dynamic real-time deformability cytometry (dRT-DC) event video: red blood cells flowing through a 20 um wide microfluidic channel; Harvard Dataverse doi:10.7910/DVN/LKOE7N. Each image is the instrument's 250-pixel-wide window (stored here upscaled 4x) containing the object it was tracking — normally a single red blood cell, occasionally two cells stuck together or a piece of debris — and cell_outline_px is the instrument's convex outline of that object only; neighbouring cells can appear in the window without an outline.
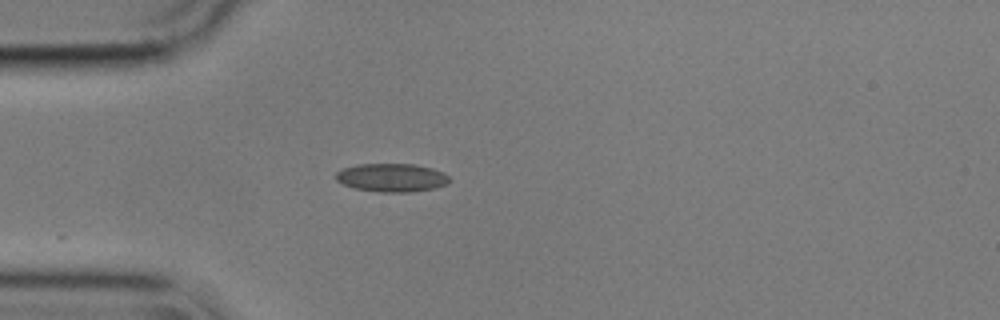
{"species": "common noctule bat (a hibernating species)", "species_latin": "Nyctalus noctula", "temperature_condition": "cold", "stored_images_in_passage": 41, "camera_frame_rate_fps": 3000, "um_per_image_px": 0.085, "animal": {"sex": "male", "body_mass_g": 17.9}, "frame": {"image": 1, "passage_image": 1, "time_ms": 0.0, "image_size_px": [1000, 320], "cell_outline_px": [[452, 180], [448, 184], [436, 188], [412, 192], [380, 192], [352, 188], [336, 180], [336, 172], [340, 168], [356, 164], [416, 164], [432, 168], [444, 172]], "centroid_in_image_um": [33.31, 15.09], "position_along_channel_um": 51.7, "area_um2": 19.13}}
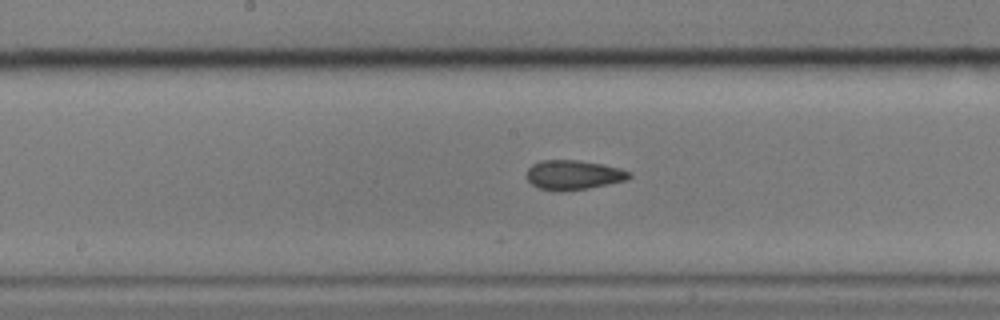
{"frame": {"image": 2, "passage_image": 14, "time_ms": 4.333, "image_size_px": [1000, 320], "cell_outline_px": [[632, 176], [628, 180], [588, 188], [540, 188], [532, 184], [528, 180], [528, 168], [532, 164], [540, 160], [576, 160], [600, 164], [620, 168], [632, 172]], "centroid_in_image_um": [48.81, 14.82], "position_along_channel_um": 199.4, "area_um2": 16.94}}
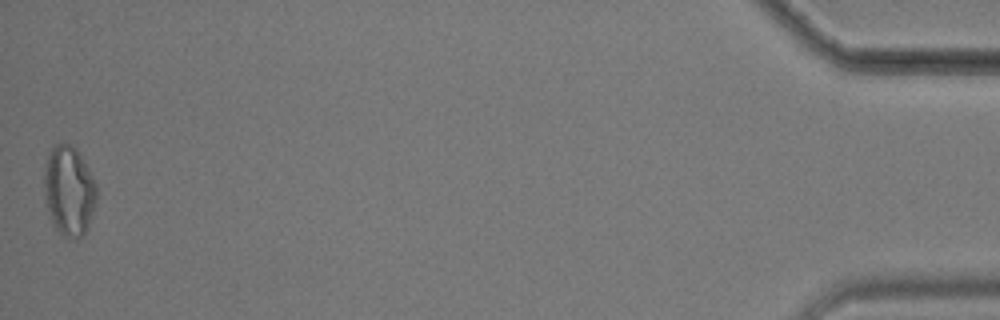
{"frame": {"image": 3, "passage_image": 41, "time_ms": 13.333, "image_size_px": [1000, 320], "cell_outline_px": [[96, 204], [88, 224], [84, 232], [76, 240], [64, 236], [52, 224], [44, 196], [44, 164], [48, 152], [52, 144], [72, 144], [76, 148], [92, 176], [96, 184]], "centroid_in_image_um": [5.83, 16.18], "position_along_channel_um": 429.4, "area_um2": 27.51}, "authors_computed_cell_mechanics": {"area_um2": 18.0336, "velocity_mm_per_s": 3.5914, "shape_relaxation_time_tau1_ms": null, "shape_relaxation_time_tau2_ms": 1.513, "deformation_change_tau1": null, "deformation_change_tau2": 0.0734}}